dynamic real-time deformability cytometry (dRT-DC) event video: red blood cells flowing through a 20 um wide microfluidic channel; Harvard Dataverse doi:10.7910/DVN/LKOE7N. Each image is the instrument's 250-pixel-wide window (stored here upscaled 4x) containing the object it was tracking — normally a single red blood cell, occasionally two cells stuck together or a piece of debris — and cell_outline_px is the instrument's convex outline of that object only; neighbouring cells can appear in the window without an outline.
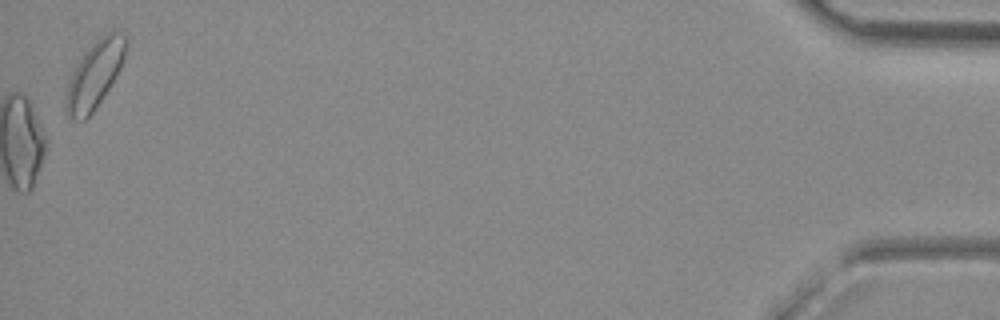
{"species": "common noctule bat (a hibernating species)", "species_latin": "Nyctalus noctula", "temperature_condition": "room temperature", "stored_images_in_passage": 50, "camera_frame_rate_fps": 3000, "um_per_image_px": 0.085, "animal": {"sex": "female", "body_mass_g": 29.2, "forearm_length_mm": 56.3}, "frame": {"image": 1, "passage_image": 50, "time_ms": 16.333, "image_size_px": [1000, 320], "cell_outline_px": [[128, 44], [120, 68], [96, 108], [84, 120], [72, 116], [64, 108], [64, 104], [68, 80], [72, 72], [84, 52], [100, 36], [108, 32], [116, 32], [124, 36], [128, 40]], "centroid_in_image_um": [8.04, 6.31], "position_along_channel_um": 427.2, "area_um2": 22.89}, "authors_computed_cell_mechanics": {"area_um2": 22.4842, "velocity_mm_per_s": 4.1381, "shape_relaxation_time_tau1_ms": null, "shape_relaxation_time_tau2_ms": 1.9025, "deformation_change_tau1": null, "deformation_change_tau2": 0.0835}}